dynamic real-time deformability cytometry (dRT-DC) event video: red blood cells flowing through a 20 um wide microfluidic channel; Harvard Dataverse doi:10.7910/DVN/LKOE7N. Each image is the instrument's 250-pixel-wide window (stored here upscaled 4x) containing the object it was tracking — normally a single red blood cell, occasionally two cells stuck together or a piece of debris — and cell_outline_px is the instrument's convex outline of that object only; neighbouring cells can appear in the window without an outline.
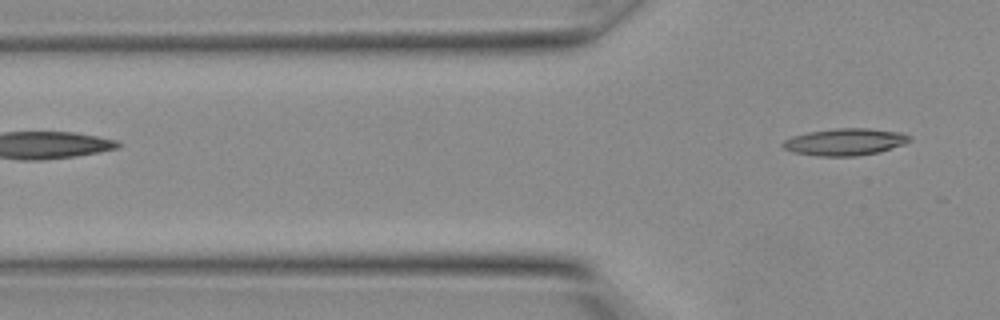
{"species": "Egyptian fruit bat (a non-hibernating species)", "species_latin": "Rousettus aegyptiacus", "temperature_condition": "warm", "stored_images_in_passage": 5, "segment_of_instrument_passage": [2, 2], "camera_frame_rate_fps": 3000, "um_per_image_px": 0.085, "animal": {"sex": "female"}, "frame": {"image": 1, "passage_image": 5, "time_ms": 1.333, "image_size_px": [1000, 320], "cell_outline_px": [[912, 140], [904, 144], [880, 152], [856, 156], [816, 156], [792, 152], [784, 148], [780, 144], [784, 140], [792, 136], [808, 132], [836, 128], [868, 128], [900, 132], [908, 136]], "centroid_in_image_um": [71.8, 12.06], "position_along_channel_um": 54.0, "area_um2": 20.0}}